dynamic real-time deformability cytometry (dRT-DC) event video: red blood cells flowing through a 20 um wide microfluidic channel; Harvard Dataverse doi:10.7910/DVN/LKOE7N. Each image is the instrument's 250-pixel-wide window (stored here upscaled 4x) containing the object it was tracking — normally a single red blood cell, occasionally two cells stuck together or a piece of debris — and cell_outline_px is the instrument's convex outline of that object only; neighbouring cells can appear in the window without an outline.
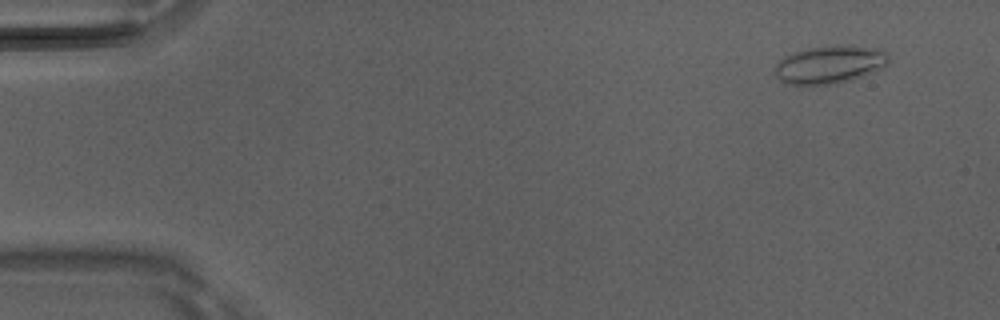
{"species": "Egyptian fruit bat (a non-hibernating species)", "species_latin": "Rousettus aegyptiacus", "temperature_condition": "room temperature", "stored_images_in_passage": 4, "camera_frame_rate_fps": 3000, "um_per_image_px": 0.085, "animal": {"sex": "male"}, "frame": {"image": 1, "passage_image": 1, "time_ms": 0.0, "image_size_px": [1000, 320], "cell_outline_px": [[888, 64], [884, 68], [836, 84], [796, 88], [780, 80], [776, 76], [776, 64], [784, 56], [796, 52], [812, 48], [884, 48], [888, 52]], "centroid_in_image_um": [70.49, 5.58], "position_along_channel_um": 14.5, "area_um2": 24.74}}